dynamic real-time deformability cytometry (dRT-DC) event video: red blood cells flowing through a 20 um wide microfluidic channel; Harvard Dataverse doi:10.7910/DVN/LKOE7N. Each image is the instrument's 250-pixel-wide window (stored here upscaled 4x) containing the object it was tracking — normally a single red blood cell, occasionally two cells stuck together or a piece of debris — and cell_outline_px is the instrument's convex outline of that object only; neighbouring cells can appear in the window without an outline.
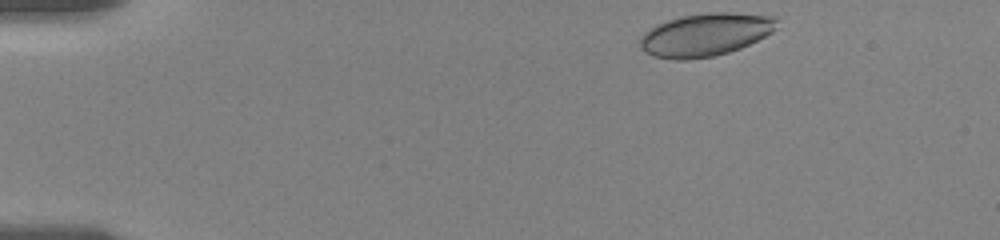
{"species": "human", "species_latin": "Homo sapiens", "temperature_condition": "room temperature", "stored_images_in_passage": 4, "camera_frame_rate_fps": 3000, "um_per_image_px": 0.085, "donor": {"sex": "female"}, "frame": {"image": 1, "passage_image": 1, "time_ms": 0.0, "image_size_px": [1000, 240], "cell_outline_px": [[780, 16], [776, 28], [772, 32], [740, 48], [728, 52], [712, 56], [688, 60], [676, 60], [652, 56], [640, 48], [640, 36], [644, 32], [668, 20], [680, 16], [708, 12], [732, 12]], "centroid_in_image_um": [59.98, 2.93], "position_along_channel_um": 25.0, "area_um2": 34.33}}